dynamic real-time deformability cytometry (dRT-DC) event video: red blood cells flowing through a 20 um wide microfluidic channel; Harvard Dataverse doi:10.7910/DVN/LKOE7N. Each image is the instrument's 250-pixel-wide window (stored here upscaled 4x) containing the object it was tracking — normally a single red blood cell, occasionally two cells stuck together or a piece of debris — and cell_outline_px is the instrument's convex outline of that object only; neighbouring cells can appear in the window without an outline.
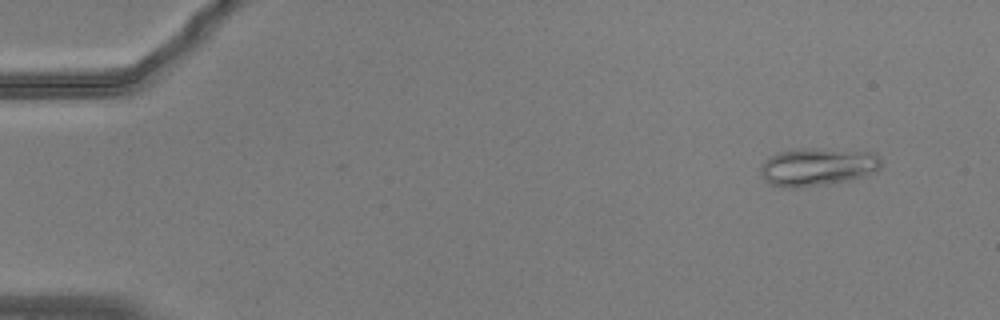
{"species": "common noctule bat (a hibernating species)", "species_latin": "Nyctalus noctula", "temperature_condition": "warm", "stored_images_in_passage": 55, "camera_frame_rate_fps": 3000, "um_per_image_px": 0.085, "animal": {"sex": "male", "body_mass_g": 20.5, "forearm_length_mm": 52.5}, "frame": {"image": 1, "passage_image": 5, "time_ms": 1.333, "image_size_px": [1000, 320], "cell_outline_px": [[880, 168], [876, 172], [852, 180], [800, 188], [784, 188], [772, 184], [764, 180], [760, 172], [760, 168], [764, 160], [780, 152], [812, 148], [876, 152], [880, 160]], "centroid_in_image_um": [69.51, 14.2], "position_along_channel_um": 15.5, "area_um2": 26.7}}
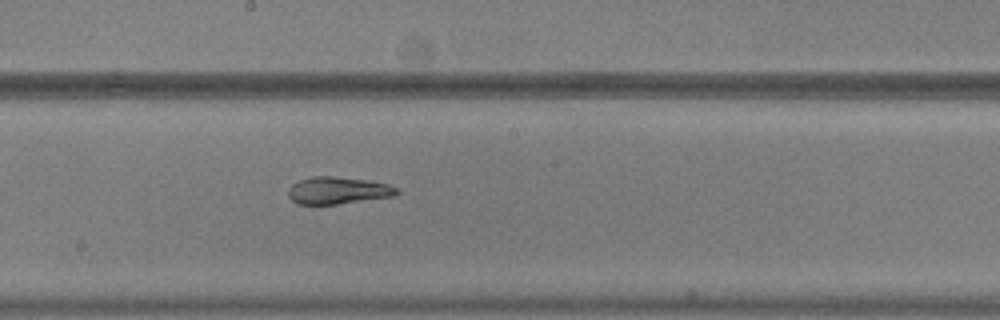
{"frame": {"image": 2, "passage_image": 31, "time_ms": 10.0, "image_size_px": [1000, 320], "cell_outline_px": [[400, 192], [396, 196], [336, 204], [296, 204], [288, 196], [288, 188], [292, 184], [300, 180], [312, 176], [332, 176], [368, 180], [388, 184], [400, 188]], "centroid_in_image_um": [28.75, 16.19], "position_along_channel_um": 219.4, "area_um2": 17.34}}
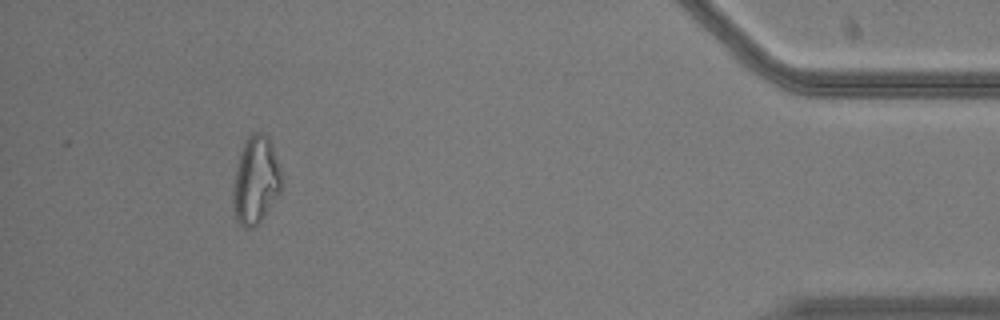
{"frame": {"image": 3, "passage_image": 51, "time_ms": 16.667, "image_size_px": [1000, 320], "cell_outline_px": [[280, 192], [260, 224], [252, 228], [244, 228], [236, 220], [232, 204], [232, 192], [236, 164], [244, 140], [252, 132], [260, 132], [268, 136], [280, 172]], "centroid_in_image_um": [21.69, 15.36], "position_along_channel_um": 413.5, "area_um2": 24.85}, "authors_computed_cell_mechanics": {"area_um2": 20.6924, "velocity_mm_per_s": 3.7431, "shape_relaxation_time_tau1_ms": null, "shape_relaxation_time_tau2_ms": 4.0784, "deformation_change_tau1": null, "deformation_change_tau2": 0.0887}}